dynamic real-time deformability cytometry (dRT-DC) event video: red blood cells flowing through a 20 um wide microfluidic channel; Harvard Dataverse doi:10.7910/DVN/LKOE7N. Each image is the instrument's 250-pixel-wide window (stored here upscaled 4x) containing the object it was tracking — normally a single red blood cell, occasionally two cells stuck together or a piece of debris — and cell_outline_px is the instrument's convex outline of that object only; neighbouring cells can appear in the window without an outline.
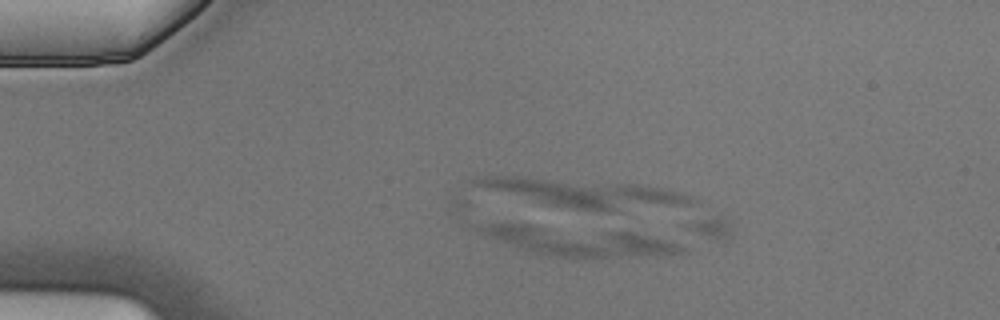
{"species": "Egyptian fruit bat (a non-hibernating species)", "species_latin": "Rousettus aegyptiacus", "temperature_condition": "cold", "stored_images_in_passage": 5, "camera_frame_rate_fps": 3000, "um_per_image_px": 0.085, "animal": {"sex": "male"}, "frame": {"image": 1, "passage_image": 3, "time_ms": 0.667, "image_size_px": [1000, 320], "cell_outline_px": [[688, 252], [664, 256], [600, 260], [580, 260], [548, 256], [528, 252], [484, 236], [468, 224], [468, 220], [472, 220], [620, 228], [680, 240]], "centroid_in_image_um": [49.2, 20.46], "position_along_channel_um": 35.8, "area_um2": 39.88}}